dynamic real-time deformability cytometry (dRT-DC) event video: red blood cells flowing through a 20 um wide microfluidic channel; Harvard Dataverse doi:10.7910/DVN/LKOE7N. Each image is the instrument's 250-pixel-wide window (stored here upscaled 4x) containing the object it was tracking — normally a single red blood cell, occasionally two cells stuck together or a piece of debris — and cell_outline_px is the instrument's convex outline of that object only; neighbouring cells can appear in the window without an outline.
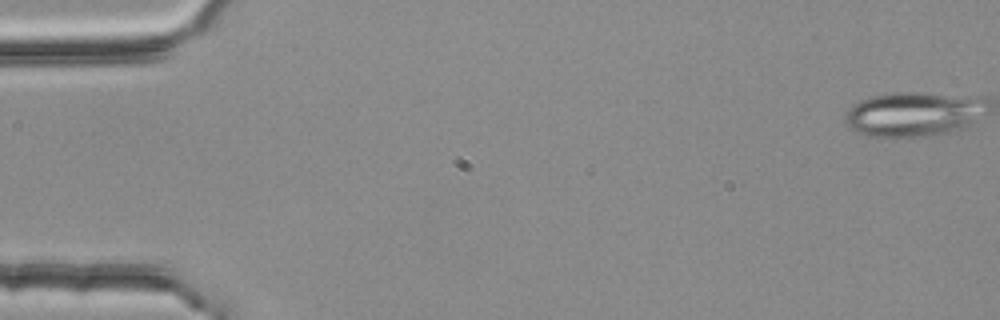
{"species": "common noctule bat (a hibernating species)", "species_latin": "Nyctalus noctula", "temperature_condition": "room temperature", "stored_images_in_passage": 4, "camera_frame_rate_fps": 3000, "um_per_image_px": 0.085, "animal": {"sex": "female", "body_mass_g": 25.1}, "frame": {"image": 1, "passage_image": 1, "time_ms": 0.0, "image_size_px": [1000, 320], "cell_outline_px": [[976, 124], [968, 128], [956, 132], [932, 136], [864, 136], [856, 132], [844, 120], [852, 104], [868, 96], [892, 92], [916, 92], [972, 100]], "centroid_in_image_um": [77.37, 9.77], "position_along_channel_um": 7.6, "area_um2": 34.91}}